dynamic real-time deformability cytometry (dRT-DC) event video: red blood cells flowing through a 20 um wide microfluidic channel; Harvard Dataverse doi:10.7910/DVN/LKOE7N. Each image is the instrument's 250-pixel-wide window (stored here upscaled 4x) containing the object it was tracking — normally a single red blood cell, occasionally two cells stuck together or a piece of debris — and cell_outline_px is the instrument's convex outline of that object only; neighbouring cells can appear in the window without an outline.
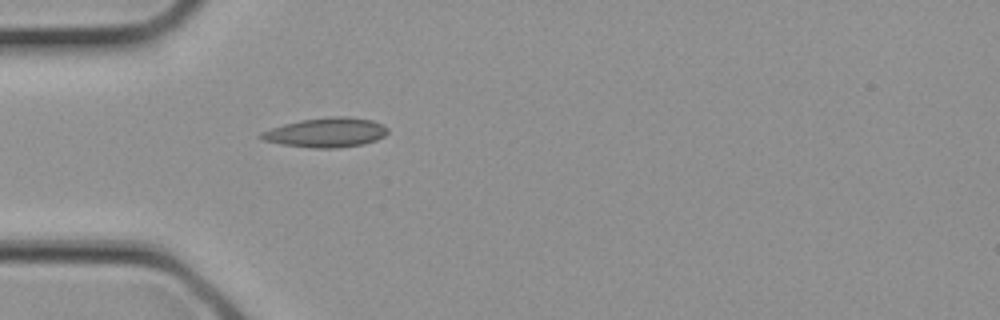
{"species": "common noctule bat (a hibernating species)", "species_latin": "Nyctalus noctula", "temperature_condition": "cold", "stored_images_in_passage": 3, "camera_frame_rate_fps": 3000, "um_per_image_px": 0.085, "animal": {"sex": "female", "body_mass_g": 21.9}, "frame": {"image": 1, "passage_image": 1, "time_ms": 0.0, "image_size_px": [1000, 320], "cell_outline_px": [[388, 132], [384, 136], [376, 140], [364, 144], [336, 148], [312, 148], [280, 144], [260, 140], [256, 136], [260, 132], [284, 124], [300, 120], [332, 116], [348, 116], [372, 120], [388, 128]], "centroid_in_image_um": [27.67, 11.27], "position_along_channel_um": 57.3, "area_um2": 21.96}}
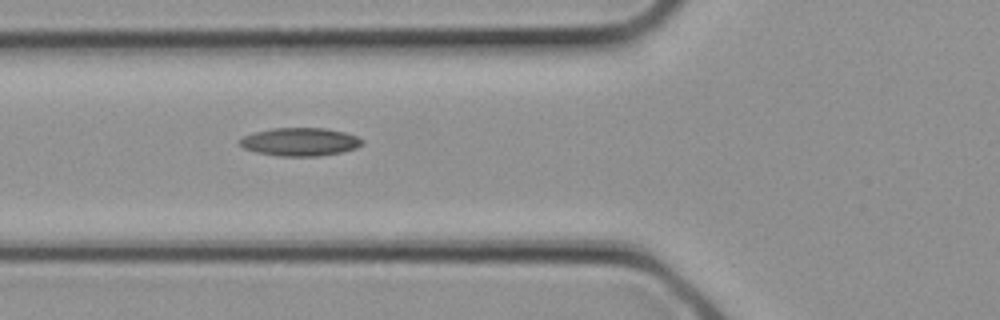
{"frame": {"image": 2, "passage_image": 3, "time_ms": 0.667, "image_size_px": [1000, 320], "cell_outline_px": [[364, 144], [356, 148], [340, 152], [320, 156], [280, 156], [256, 152], [244, 148], [240, 144], [240, 140], [244, 136], [256, 132], [272, 128], [324, 128], [344, 132], [356, 136], [364, 140]], "centroid_in_image_um": [25.53, 12.06], "position_along_channel_um": 100.3, "area_um2": 19.94}}